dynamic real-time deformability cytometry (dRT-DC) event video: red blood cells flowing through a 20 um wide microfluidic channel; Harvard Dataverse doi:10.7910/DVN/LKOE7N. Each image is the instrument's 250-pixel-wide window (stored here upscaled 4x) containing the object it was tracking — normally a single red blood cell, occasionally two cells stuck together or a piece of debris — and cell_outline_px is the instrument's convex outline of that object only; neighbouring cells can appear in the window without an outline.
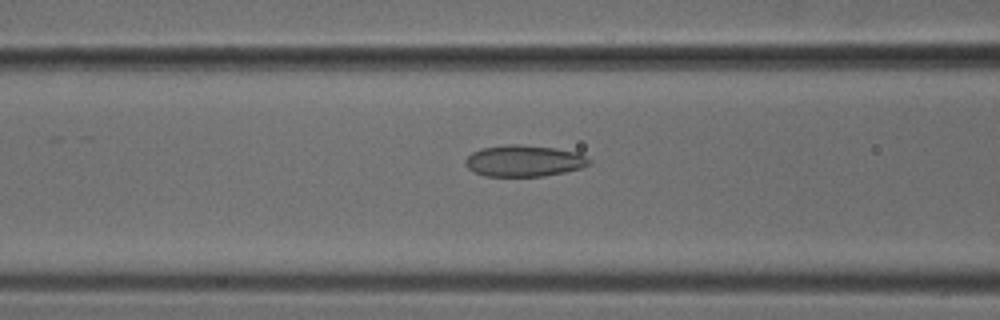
{"species": "common noctule bat (a hibernating species)", "species_latin": "Nyctalus noctula", "temperature_condition": "cold", "stored_images_in_passage": 33, "camera_frame_rate_fps": 3000, "um_per_image_px": 0.085, "animal": {"sex": "male", "body_mass_g": 18.8}, "frame": {"image": 1, "passage_image": 10, "time_ms": 3.0, "image_size_px": [1000, 320], "cell_outline_px": [[592, 164], [580, 168], [564, 172], [544, 176], [484, 176], [468, 168], [464, 164], [464, 160], [472, 152], [480, 148], [508, 144], [520, 144], [556, 148], [576, 152], [592, 160]], "centroid_in_image_um": [44.54, 13.67], "position_along_channel_um": 122.1, "area_um2": 22.77}}
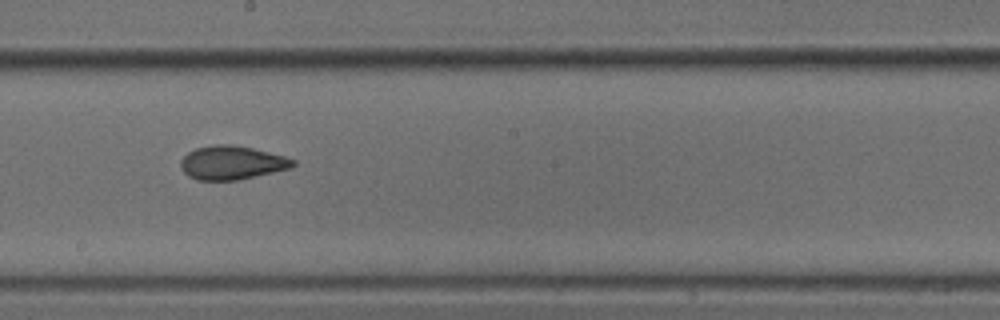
{"frame": {"image": 2, "passage_image": 18, "time_ms": 5.667, "image_size_px": [1000, 320], "cell_outline_px": [[296, 164], [292, 168], [240, 180], [196, 180], [188, 176], [180, 168], [180, 160], [188, 152], [196, 148], [216, 144], [232, 144], [252, 148], [284, 156], [296, 160]], "centroid_in_image_um": [19.71, 13.84], "position_along_channel_um": 228.5, "area_um2": 22.25}}
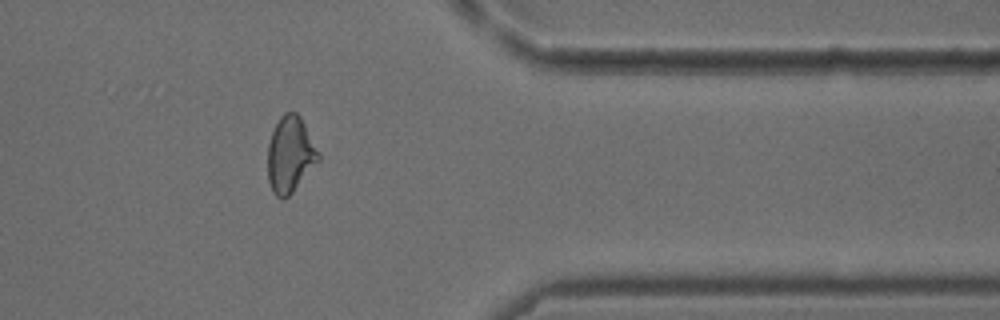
{"frame": {"image": 3, "passage_image": 31, "time_ms": 10.0, "image_size_px": [1000, 320], "cell_outline_px": [[320, 160], [292, 192], [284, 200], [280, 200], [272, 192], [268, 180], [268, 144], [272, 132], [280, 116], [284, 112], [296, 112], [300, 116], [320, 156]], "centroid_in_image_um": [24.64, 13.16], "position_along_channel_um": 386.8, "area_um2": 22.31}}